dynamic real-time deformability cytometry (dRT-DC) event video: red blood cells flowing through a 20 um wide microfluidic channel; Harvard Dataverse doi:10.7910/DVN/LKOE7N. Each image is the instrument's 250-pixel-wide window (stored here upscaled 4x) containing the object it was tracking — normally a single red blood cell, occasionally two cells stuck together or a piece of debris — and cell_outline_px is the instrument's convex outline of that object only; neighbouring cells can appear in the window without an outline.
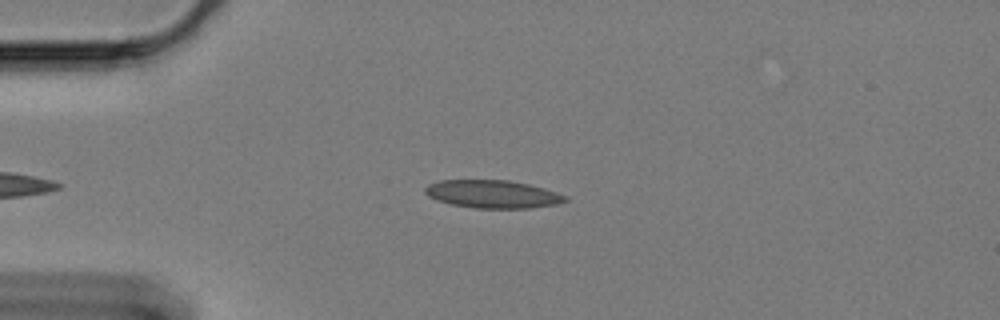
{"species": "Egyptian fruit bat (a non-hibernating species)", "species_latin": "Rousettus aegyptiacus", "temperature_condition": "cold", "stored_images_in_passage": 41, "camera_frame_rate_fps": 3000, "um_per_image_px": 0.085, "animal": {"sex": "female"}, "frame": {"image": 1, "passage_image": 1, "time_ms": 0.0, "image_size_px": [1000, 320], "cell_outline_px": [[568, 200], [556, 204], [528, 208], [476, 208], [452, 204], [436, 200], [428, 196], [424, 192], [424, 188], [428, 184], [440, 180], [508, 180], [528, 184], [544, 188], [568, 196]], "centroid_in_image_um": [41.86, 16.49], "position_along_channel_um": 43.1, "area_um2": 22.77}}
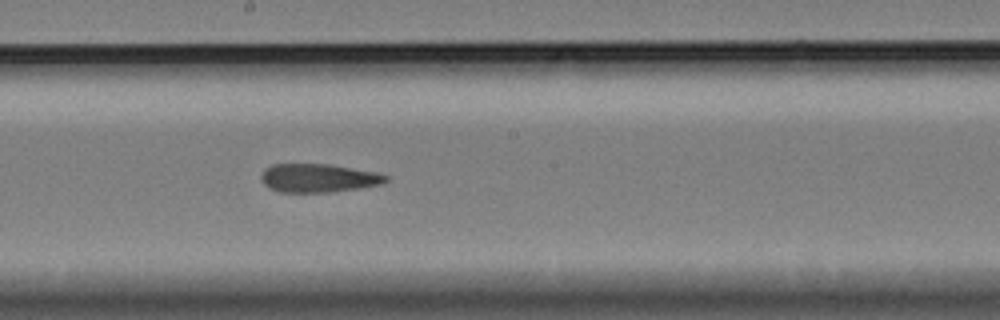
{"frame": {"image": 2, "passage_image": 19, "time_ms": 6.0, "image_size_px": [1000, 320], "cell_outline_px": [[388, 180], [380, 184], [360, 188], [332, 192], [280, 192], [268, 188], [260, 180], [260, 176], [264, 168], [272, 164], [328, 164], [376, 172], [388, 176]], "centroid_in_image_um": [27.01, 15.13], "position_along_channel_um": 221.2, "area_um2": 20.81}}
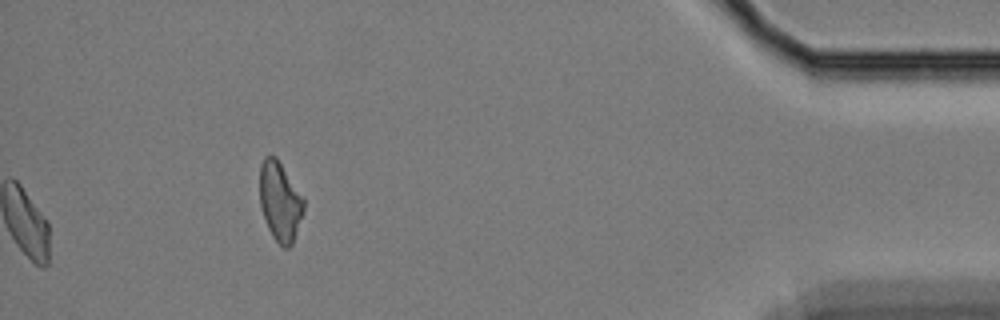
{"frame": {"image": 3, "passage_image": 41, "time_ms": 13.333, "image_size_px": [1000, 320], "cell_outline_px": [[304, 212], [292, 244], [288, 248], [284, 248], [272, 236], [268, 228], [260, 204], [260, 164], [264, 156], [276, 156], [304, 196]], "centroid_in_image_um": [23.82, 17.1], "position_along_channel_um": 411.4, "area_um2": 20.46}, "authors_computed_cell_mechanics": {"area_um2": 20.8658, "velocity_mm_per_s": 3.3282, "shape_relaxation_time_tau1_ms": null, "shape_relaxation_time_tau2_ms": 3.4497, "deformation_change_tau1": null, "deformation_change_tau2": 0.1285}}